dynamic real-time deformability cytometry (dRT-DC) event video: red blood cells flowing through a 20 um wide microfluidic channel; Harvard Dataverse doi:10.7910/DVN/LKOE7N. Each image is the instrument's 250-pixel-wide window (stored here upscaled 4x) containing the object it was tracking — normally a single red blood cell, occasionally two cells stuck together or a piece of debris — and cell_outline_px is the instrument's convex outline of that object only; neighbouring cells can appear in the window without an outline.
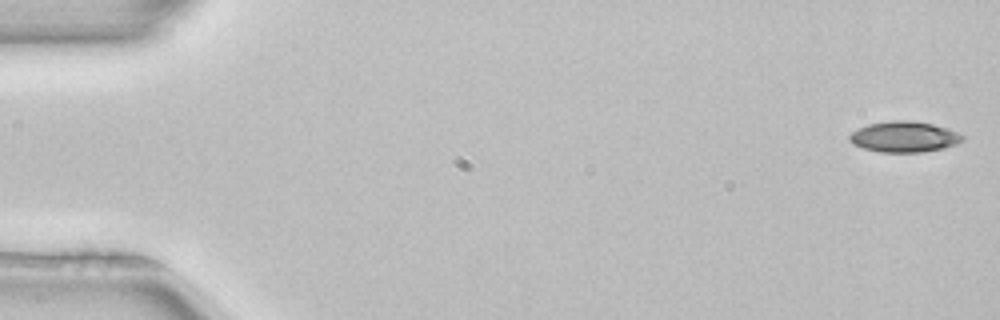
{"species": "common noctule bat (a hibernating species)", "species_latin": "Nyctalus noctula", "temperature_condition": "room temperature", "stored_images_in_passage": 12, "camera_frame_rate_fps": 3000, "um_per_image_px": 0.085, "animal": {"sex": "female", "body_mass_g": 22.7, "forearm_length_mm": 54.2}, "frame": {"image": 1, "passage_image": 1, "time_ms": 0.0, "image_size_px": [1000, 320], "cell_outline_px": [[964, 140], [956, 144], [944, 148], [920, 152], [880, 152], [864, 148], [852, 144], [848, 140], [848, 136], [852, 132], [868, 124], [892, 120], [912, 120], [932, 124], [948, 128], [964, 136]], "centroid_in_image_um": [76.85, 11.62], "position_along_channel_um": 8.2, "area_um2": 20.29}}